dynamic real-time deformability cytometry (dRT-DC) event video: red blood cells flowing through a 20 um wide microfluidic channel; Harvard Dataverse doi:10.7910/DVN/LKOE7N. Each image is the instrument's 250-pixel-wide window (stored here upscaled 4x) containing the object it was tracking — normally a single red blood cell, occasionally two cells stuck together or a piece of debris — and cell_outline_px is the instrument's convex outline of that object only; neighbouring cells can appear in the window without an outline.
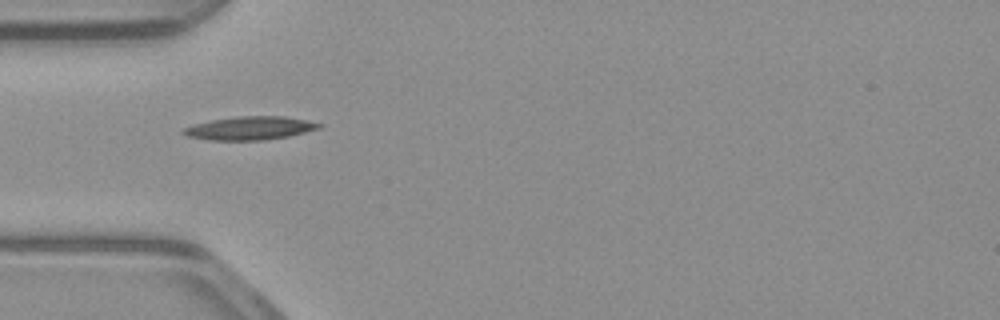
{"species": "common noctule bat (a hibernating species)", "species_latin": "Nyctalus noctula", "temperature_condition": "warm", "stored_images_in_passage": 37, "camera_frame_rate_fps": 3000, "um_per_image_px": 0.085, "animal": {"sex": "male", "body_mass_g": 23.1, "forearm_length_mm": 52.7}, "frame": {"image": 1, "passage_image": 1, "time_ms": 0.0, "image_size_px": [1000, 320], "cell_outline_px": [[324, 124], [320, 128], [288, 136], [264, 140], [208, 140], [188, 136], [180, 132], [180, 128], [192, 124], [212, 120], [236, 116], [284, 116], [308, 120]], "centroid_in_image_um": [21.2, 10.89], "position_along_channel_um": 63.8, "area_um2": 18.61}}
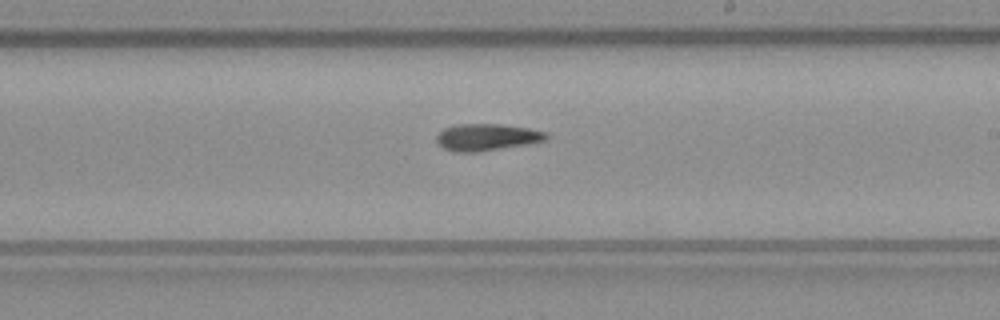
{"frame": {"image": 2, "passage_image": 15, "time_ms": 4.667, "image_size_px": [1000, 320], "cell_outline_px": [[548, 140], [476, 152], [456, 152], [444, 148], [436, 140], [436, 136], [444, 128], [456, 124], [500, 124], [528, 128], [548, 132]], "centroid_in_image_um": [41.38, 11.65], "position_along_channel_um": 247.6, "area_um2": 16.99}}
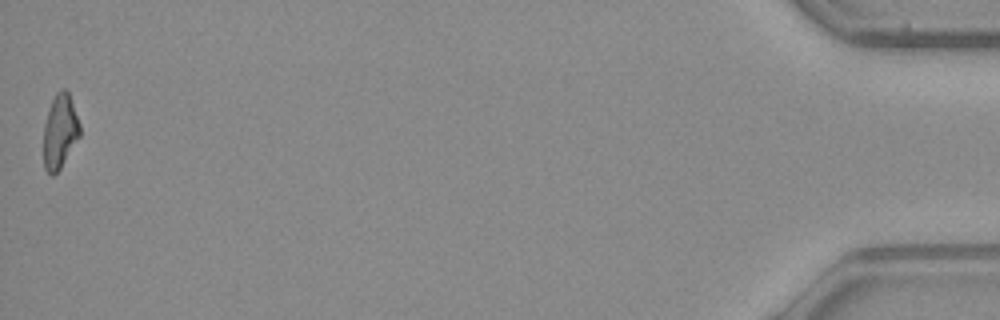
{"frame": {"image": 3, "passage_image": 37, "time_ms": 12.0, "image_size_px": [1000, 320], "cell_outline_px": [[80, 136], [60, 168], [52, 176], [44, 168], [44, 124], [48, 108], [56, 92], [60, 88], [64, 88], [68, 92], [80, 124]], "centroid_in_image_um": [5.09, 11.14], "position_along_channel_um": 430.1, "area_um2": 15.61}}